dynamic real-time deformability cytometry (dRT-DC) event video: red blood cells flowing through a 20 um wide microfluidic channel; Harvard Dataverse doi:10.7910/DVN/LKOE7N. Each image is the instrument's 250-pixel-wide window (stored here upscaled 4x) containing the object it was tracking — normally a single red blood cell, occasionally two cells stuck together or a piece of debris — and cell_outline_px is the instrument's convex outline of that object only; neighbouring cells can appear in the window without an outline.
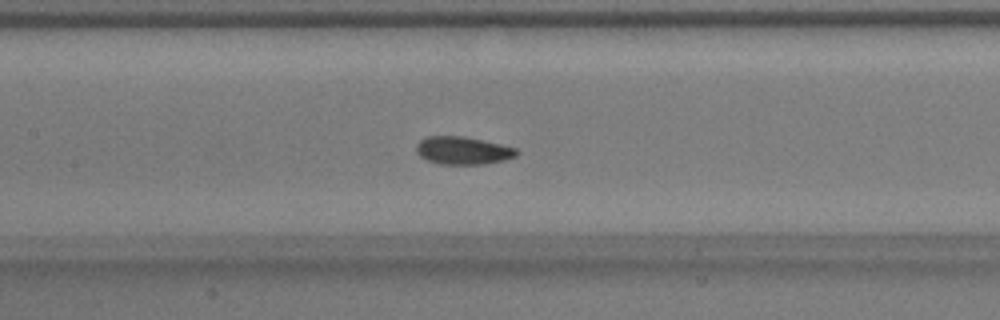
{"species": "common noctule bat (a hibernating species)", "species_latin": "Nyctalus noctula", "temperature_condition": "warm", "stored_images_in_passage": 55, "camera_frame_rate_fps": 3000, "um_per_image_px": 0.085, "animal": {"sex": "male", "body_mass_g": 17.9}, "frame": {"image": 1, "passage_image": 26, "time_ms": 8.333, "image_size_px": [1000, 320], "cell_outline_px": [[520, 152], [516, 156], [504, 160], [484, 164], [440, 164], [428, 160], [420, 156], [416, 152], [416, 144], [424, 136], [464, 136], [500, 144], [516, 148]], "centroid_in_image_um": [39.33, 12.79], "position_along_channel_um": 168.1, "area_um2": 16.3}}
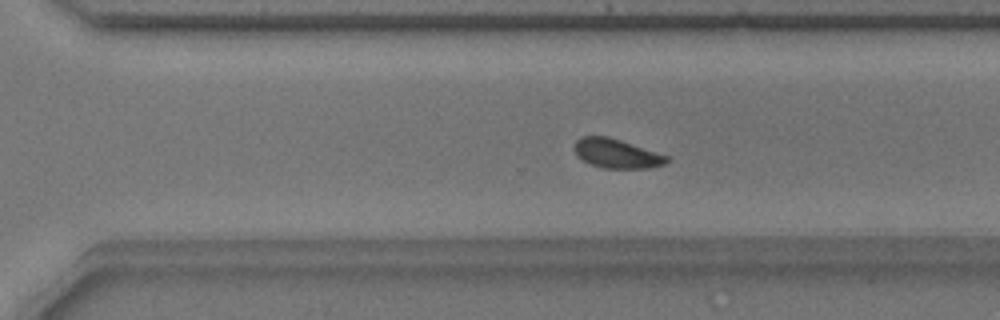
{"frame": {"image": 2, "passage_image": 38, "time_ms": 12.333, "image_size_px": [1000, 320], "cell_outline_px": [[668, 160], [664, 164], [648, 168], [604, 168], [588, 164], [576, 156], [572, 148], [576, 140], [580, 136], [608, 136], [668, 156]], "centroid_in_image_um": [52.32, 13.05], "position_along_channel_um": 318.3, "area_um2": 15.78}}
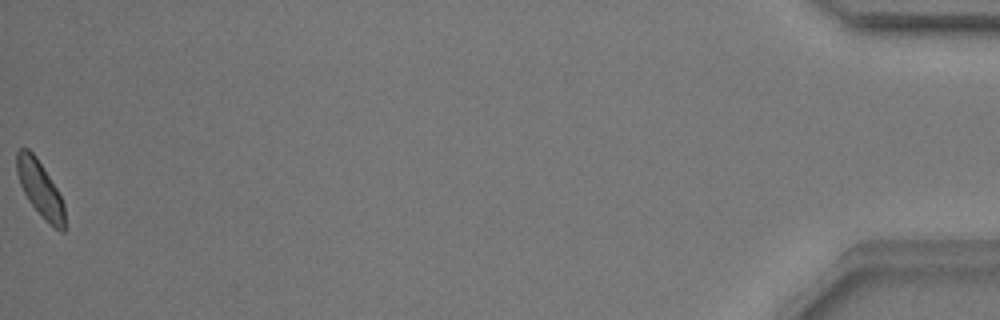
{"frame": {"image": 3, "passage_image": 55, "time_ms": 18.0, "image_size_px": [1000, 320], "cell_outline_px": [[64, 232], [60, 232], [28, 200], [20, 184], [16, 172], [16, 152], [20, 148], [28, 148], [36, 156], [56, 188], [64, 204]], "centroid_in_image_um": [3.37, 15.98], "position_along_channel_um": 431.8, "area_um2": 15.03}, "authors_computed_cell_mechanics": {"area_um2": 16.0106, "velocity_mm_per_s": 3.7588, "shape_relaxation_time_tau1_ms": 2.4859, "shape_relaxation_time_tau2_ms": 3.6161, "deformation_change_tau1": 0.0912, "deformation_change_tau2": 0.0607}}